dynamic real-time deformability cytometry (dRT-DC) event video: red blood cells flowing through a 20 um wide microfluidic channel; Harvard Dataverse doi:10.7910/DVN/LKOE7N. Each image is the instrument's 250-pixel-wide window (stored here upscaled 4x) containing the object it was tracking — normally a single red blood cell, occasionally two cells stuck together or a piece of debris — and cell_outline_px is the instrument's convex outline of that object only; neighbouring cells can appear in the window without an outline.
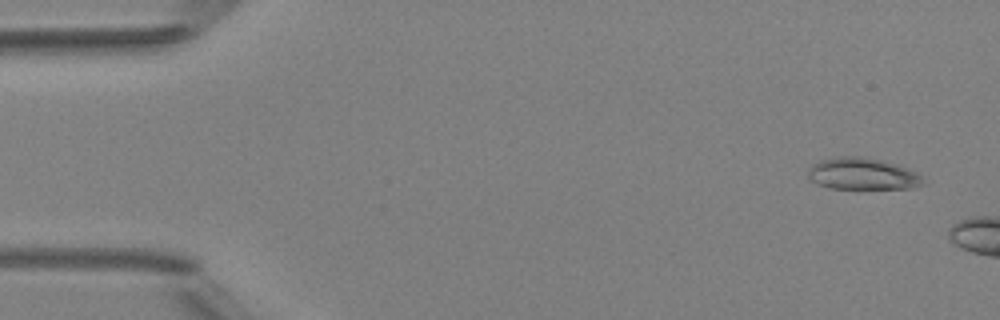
{"species": "Egyptian fruit bat (a non-hibernating species)", "species_latin": "Rousettus aegyptiacus", "temperature_condition": "room temperature", "stored_images_in_passage": 3, "camera_frame_rate_fps": 3000, "um_per_image_px": 0.085, "animal": {"sex": "female"}, "frame": {"image": 1, "passage_image": 1, "time_ms": 0.0, "image_size_px": [1000, 320], "cell_outline_px": [[924, 184], [912, 188], [828, 188], [816, 184], [808, 176], [808, 168], [812, 164], [820, 160], [840, 156], [860, 156], [880, 160], [896, 164], [916, 172], [920, 176]], "centroid_in_image_um": [73.26, 14.77], "position_along_channel_um": 11.7, "area_um2": 21.15}}